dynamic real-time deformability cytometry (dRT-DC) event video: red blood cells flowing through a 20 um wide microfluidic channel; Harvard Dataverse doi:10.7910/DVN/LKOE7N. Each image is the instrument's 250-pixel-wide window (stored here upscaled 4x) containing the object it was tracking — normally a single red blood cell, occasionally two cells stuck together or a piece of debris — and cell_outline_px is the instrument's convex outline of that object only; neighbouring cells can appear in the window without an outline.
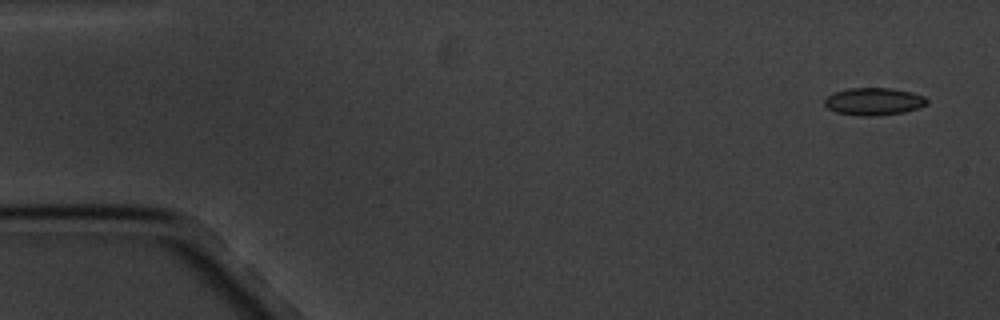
{"species": "common noctule bat (a hibernating species)", "species_latin": "Nyctalus noctula", "temperature_condition": "cold", "stored_images_in_passage": 4, "camera_frame_rate_fps": 3000, "um_per_image_px": 0.085, "animal": {"sex": "male", "body_mass_g": 20.1, "forearm_length_mm": 53.5}, "frame": {"image": 1, "passage_image": 1, "time_ms": 0.0, "image_size_px": [1000, 320], "cell_outline_px": [[928, 104], [904, 112], [872, 116], [860, 116], [836, 112], [828, 108], [824, 104], [824, 100], [832, 92], [848, 88], [892, 88], [912, 92], [924, 96], [928, 100]], "centroid_in_image_um": [74.26, 8.61], "position_along_channel_um": 10.7, "area_um2": 16.42}}
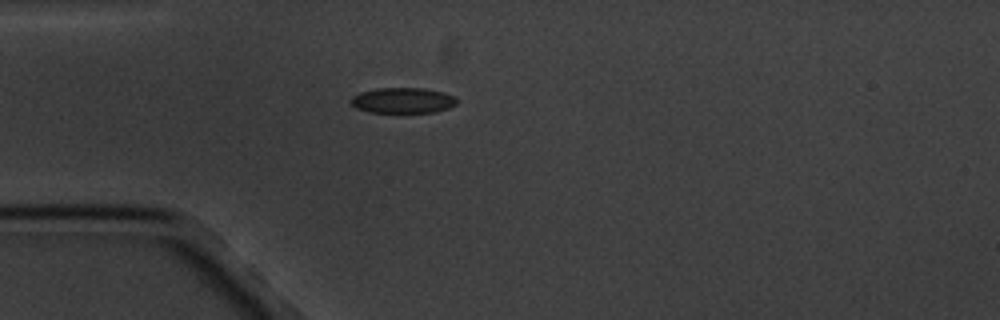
{"frame": {"image": 2, "passage_image": 4, "time_ms": 4.333, "image_size_px": [1000, 320], "cell_outline_px": [[456, 104], [448, 108], [432, 112], [368, 112], [356, 108], [352, 104], [352, 96], [360, 92], [376, 88], [424, 88], [440, 92], [452, 96], [456, 100]], "centroid_in_image_um": [34.19, 8.53], "position_along_channel_um": 50.8, "area_um2": 15.49}}